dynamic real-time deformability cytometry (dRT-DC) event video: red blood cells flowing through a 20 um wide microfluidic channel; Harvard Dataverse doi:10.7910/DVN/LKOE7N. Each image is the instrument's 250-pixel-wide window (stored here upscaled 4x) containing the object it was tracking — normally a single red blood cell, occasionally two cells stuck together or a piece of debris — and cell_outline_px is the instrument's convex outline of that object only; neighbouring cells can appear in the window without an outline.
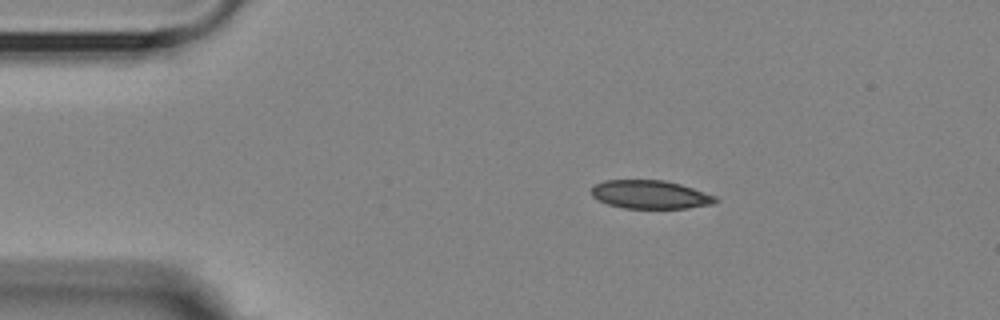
{"species": "Egyptian fruit bat (a non-hibernating species)", "species_latin": "Rousettus aegyptiacus", "temperature_condition": "room temperature", "stored_images_in_passage": 7, "camera_frame_rate_fps": 3000, "um_per_image_px": 0.085, "animal": {"sex": "female"}, "frame": {"image": 1, "passage_image": 1, "time_ms": 0.0, "image_size_px": [1000, 320], "cell_outline_px": [[720, 200], [712, 204], [688, 208], [624, 208], [608, 204], [592, 196], [592, 188], [596, 184], [604, 180], [664, 180], [680, 184], [716, 196]], "centroid_in_image_um": [55.29, 16.53], "position_along_channel_um": 29.7, "area_um2": 20.4}}
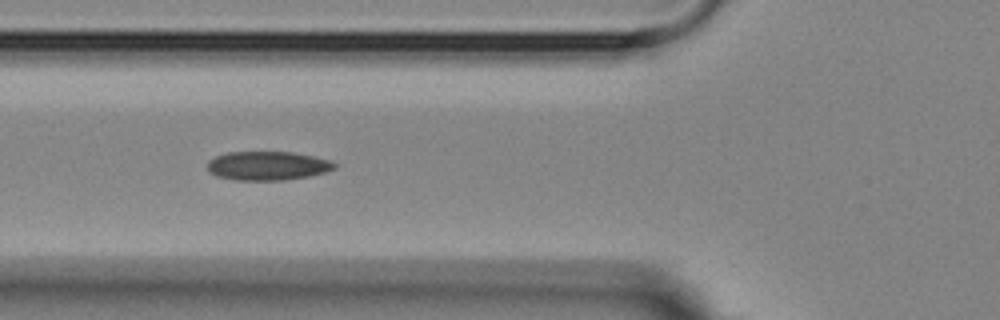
{"frame": {"image": 2, "passage_image": 4, "time_ms": 3.333, "image_size_px": [1000, 320], "cell_outline_px": [[336, 168], [324, 172], [308, 176], [284, 180], [236, 180], [216, 176], [208, 172], [208, 160], [216, 156], [228, 152], [292, 152], [312, 156], [328, 160], [336, 164]], "centroid_in_image_um": [22.7, 14.09], "position_along_channel_um": 103.1, "area_um2": 21.27}}
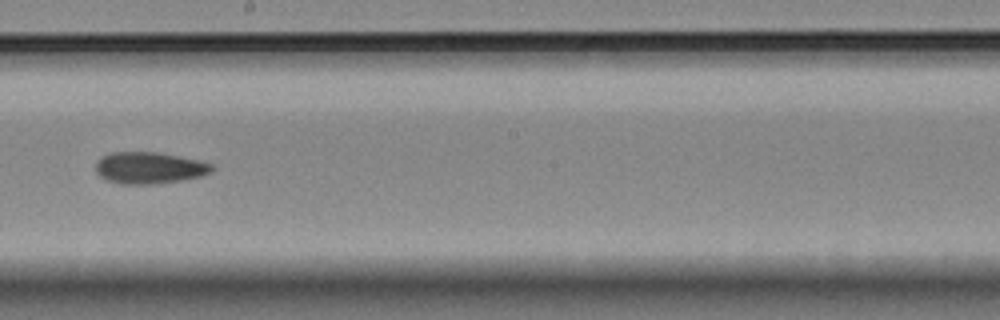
{"frame": {"image": 3, "passage_image": 7, "time_ms": 7.0, "image_size_px": [1000, 320], "cell_outline_px": [[212, 172], [200, 176], [184, 180], [156, 184], [120, 184], [104, 180], [96, 172], [96, 164], [100, 156], [112, 152], [156, 152], [196, 160], [212, 164]], "centroid_in_image_um": [12.63, 14.28], "position_along_channel_um": 235.6, "area_um2": 21.44}}